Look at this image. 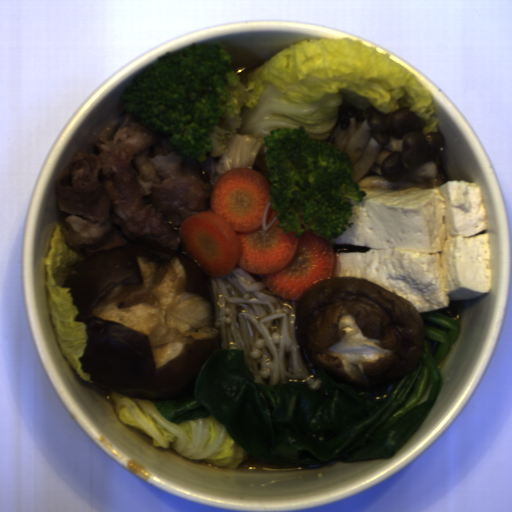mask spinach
<instances>
[{
	"mask_svg": "<svg viewBox=\"0 0 512 512\" xmlns=\"http://www.w3.org/2000/svg\"><path fill=\"white\" fill-rule=\"evenodd\" d=\"M422 355L390 387L357 392L325 372L320 388L296 378L255 382L242 349L216 348L200 367L191 398L152 401L171 422L212 416L248 454L289 467L389 459L425 422L440 395L438 368L457 339L459 321L419 311Z\"/></svg>",
	"mask_w": 512,
	"mask_h": 512,
	"instance_id": "cb11ae35",
	"label": "spinach"
}]
</instances>
